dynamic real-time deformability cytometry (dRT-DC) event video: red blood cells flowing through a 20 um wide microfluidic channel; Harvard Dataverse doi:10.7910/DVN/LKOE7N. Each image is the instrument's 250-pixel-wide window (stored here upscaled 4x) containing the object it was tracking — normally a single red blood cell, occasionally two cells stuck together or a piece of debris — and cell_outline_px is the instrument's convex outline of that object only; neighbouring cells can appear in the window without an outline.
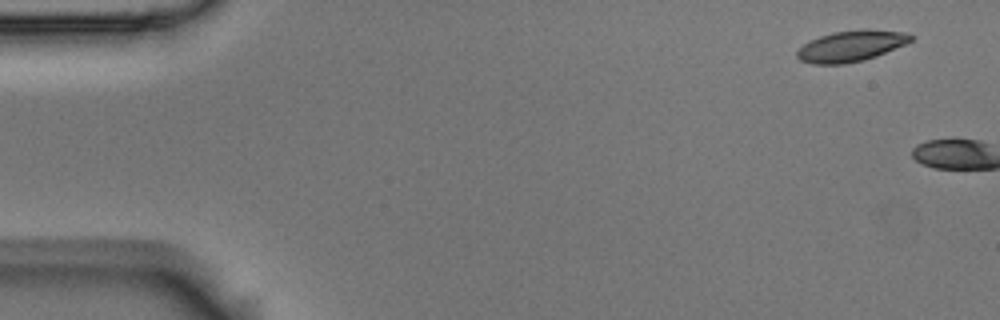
{"species": "Egyptian fruit bat (a non-hibernating species)", "species_latin": "Rousettus aegyptiacus", "temperature_condition": "room temperature", "stored_images_in_passage": 5, "segment_of_instrument_passage": [2, 2], "camera_frame_rate_fps": 3000, "um_per_image_px": 0.085, "animal": {"sex": "male"}, "frame": {"image": 1, "passage_image": 5, "time_ms": 1.333, "image_size_px": [1000, 320], "cell_outline_px": [[912, 40], [904, 44], [876, 56], [864, 60], [844, 64], [812, 64], [800, 60], [796, 56], [796, 52], [804, 44], [820, 36], [832, 32], [908, 32], [912, 36]], "centroid_in_image_um": [72.26, 3.97], "position_along_channel_um": 12.7, "area_um2": 19.48}}